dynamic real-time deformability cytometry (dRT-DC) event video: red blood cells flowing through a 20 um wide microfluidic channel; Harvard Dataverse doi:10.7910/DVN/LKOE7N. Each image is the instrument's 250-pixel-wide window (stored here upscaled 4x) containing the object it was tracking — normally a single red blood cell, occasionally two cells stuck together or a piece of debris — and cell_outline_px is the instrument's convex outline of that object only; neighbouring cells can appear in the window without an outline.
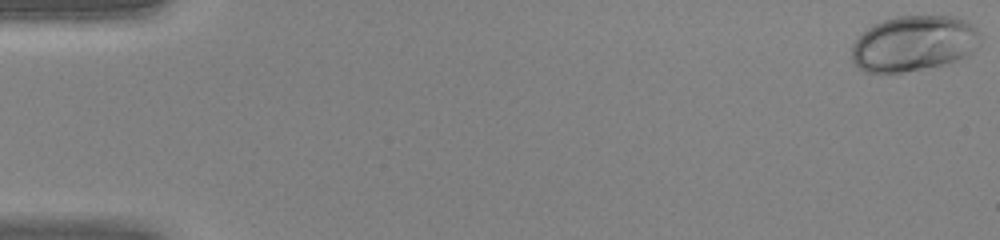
{"species": "human", "species_latin": "Homo sapiens", "temperature_condition": "warm", "stored_images_in_passage": 45, "camera_frame_rate_fps": 3000, "um_per_image_px": 0.085, "donor": {"sex": "female"}, "frame": {"image": 1, "passage_image": 1, "time_ms": 0.0, "image_size_px": [1000, 240], "cell_outline_px": [[980, 44], [976, 48], [964, 56], [956, 60], [940, 64], [900, 72], [864, 72], [852, 64], [852, 44], [872, 24], [896, 16], [956, 16], [968, 20], [980, 32]], "centroid_in_image_um": [77.66, 3.67], "position_along_channel_um": 7.3, "area_um2": 41.5}}
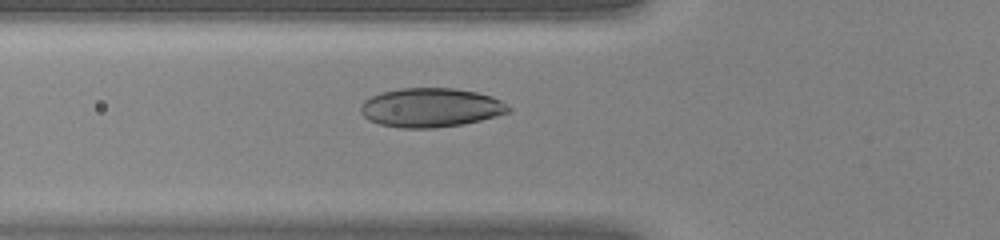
{"frame": {"image": 2, "passage_image": 17, "time_ms": 5.333, "image_size_px": [1000, 240], "cell_outline_px": [[512, 112], [464, 124], [436, 128], [400, 128], [380, 124], [368, 120], [360, 112], [360, 104], [364, 100], [372, 96], [384, 92], [400, 88], [452, 88], [476, 92], [492, 96], [500, 100], [512, 108]], "centroid_in_image_um": [36.62, 9.15], "position_along_channel_um": 89.2, "area_um2": 33.81}}
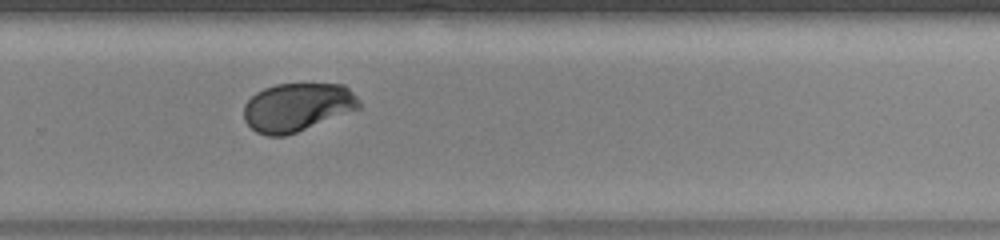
{"frame": {"image": 3, "passage_image": 31, "time_ms": 10.0, "image_size_px": [1000, 240], "cell_outline_px": [[360, 108], [296, 132], [284, 136], [268, 136], [256, 132], [244, 120], [244, 104], [256, 92], [264, 88], [276, 84], [344, 84], [360, 100]], "centroid_in_image_um": [25.25, 9.1], "position_along_channel_um": 304.6, "area_um2": 32.31}}